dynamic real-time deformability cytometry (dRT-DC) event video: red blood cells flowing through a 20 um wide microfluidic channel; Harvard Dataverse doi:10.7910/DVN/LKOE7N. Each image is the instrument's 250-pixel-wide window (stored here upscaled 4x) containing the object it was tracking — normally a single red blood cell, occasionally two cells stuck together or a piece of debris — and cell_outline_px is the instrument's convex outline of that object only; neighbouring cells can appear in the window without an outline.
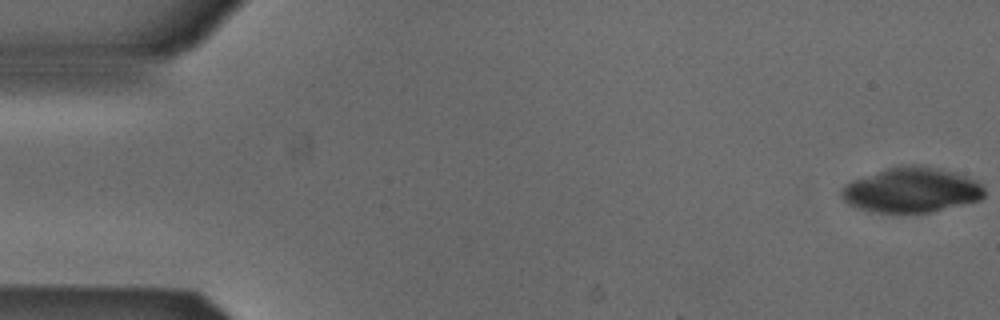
{"species": "Egyptian fruit bat (a non-hibernating species)", "species_latin": "Rousettus aegyptiacus", "temperature_condition": "cold", "stored_images_in_passage": 18, "camera_frame_rate_fps": 3000, "um_per_image_px": 0.085, "animal": {"sex": "male"}, "frame": {"image": 1, "passage_image": 1, "time_ms": 0.0, "image_size_px": [1000, 320], "cell_outline_px": [[984, 196], [980, 200], [928, 212], [872, 212], [856, 208], [848, 204], [840, 196], [840, 192], [844, 184], [852, 180], [888, 168], [904, 164], [916, 164], [940, 168], [980, 180], [984, 184]], "centroid_in_image_um": [77.48, 16.14], "position_along_channel_um": 7.5, "area_um2": 37.69}}